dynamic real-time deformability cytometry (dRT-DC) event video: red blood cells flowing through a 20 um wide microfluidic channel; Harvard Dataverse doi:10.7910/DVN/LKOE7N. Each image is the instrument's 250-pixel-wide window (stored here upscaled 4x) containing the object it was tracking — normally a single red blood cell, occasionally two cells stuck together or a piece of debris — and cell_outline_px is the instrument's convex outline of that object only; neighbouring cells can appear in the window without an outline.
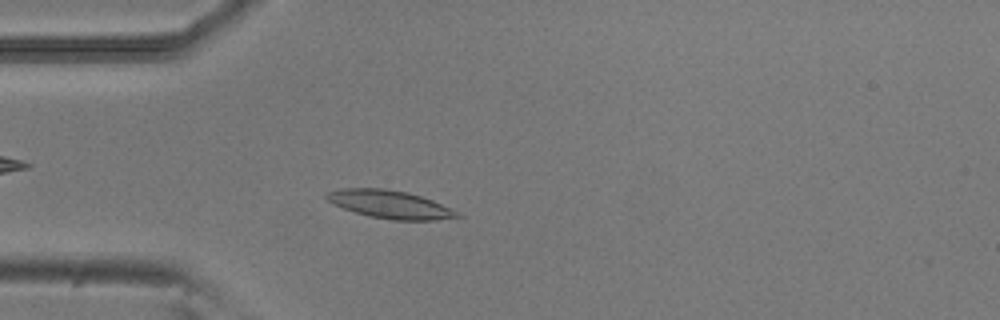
{"species": "common noctule bat (a hibernating species)", "species_latin": "Nyctalus noctula", "temperature_condition": "room temperature", "stored_images_in_passage": 3, "camera_frame_rate_fps": 3000, "um_per_image_px": 0.085, "animal": {"sex": "male", "body_mass_g": 20.5, "forearm_length_mm": 52.5}, "frame": {"image": 1, "passage_image": 3, "time_ms": 0.667, "image_size_px": [1000, 320], "cell_outline_px": [[464, 216], [436, 220], [392, 220], [368, 216], [332, 204], [324, 196], [328, 192], [340, 188], [384, 188], [408, 192], [432, 200]], "centroid_in_image_um": [33.11, 17.37], "position_along_channel_um": 51.9, "area_um2": 21.15}}